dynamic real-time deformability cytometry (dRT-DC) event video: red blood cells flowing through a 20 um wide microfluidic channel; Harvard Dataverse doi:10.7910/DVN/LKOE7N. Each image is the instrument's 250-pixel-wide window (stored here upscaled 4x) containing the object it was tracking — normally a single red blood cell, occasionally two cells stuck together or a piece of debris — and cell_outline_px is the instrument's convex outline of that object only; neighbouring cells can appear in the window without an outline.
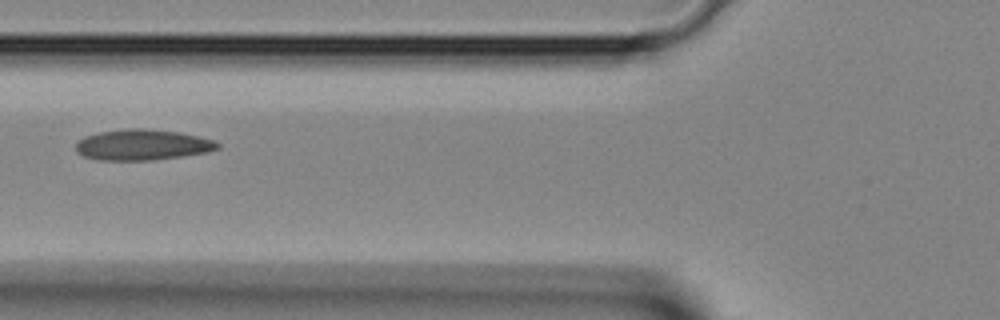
{"species": "Egyptian fruit bat (a non-hibernating species)", "species_latin": "Rousettus aegyptiacus", "temperature_condition": "room temperature", "stored_images_in_passage": 4, "camera_frame_rate_fps": 3000, "um_per_image_px": 0.085, "animal": {"sex": "female"}, "frame": {"image": 1, "passage_image": 4, "time_ms": 1.0, "image_size_px": [1000, 320], "cell_outline_px": [[220, 148], [208, 152], [180, 156], [148, 160], [100, 160], [84, 156], [76, 152], [76, 140], [84, 136], [100, 132], [128, 128], [140, 128], [180, 132], [200, 136], [216, 140], [220, 144]], "centroid_in_image_um": [12.11, 12.3], "position_along_channel_um": 113.7, "area_um2": 25.49}}